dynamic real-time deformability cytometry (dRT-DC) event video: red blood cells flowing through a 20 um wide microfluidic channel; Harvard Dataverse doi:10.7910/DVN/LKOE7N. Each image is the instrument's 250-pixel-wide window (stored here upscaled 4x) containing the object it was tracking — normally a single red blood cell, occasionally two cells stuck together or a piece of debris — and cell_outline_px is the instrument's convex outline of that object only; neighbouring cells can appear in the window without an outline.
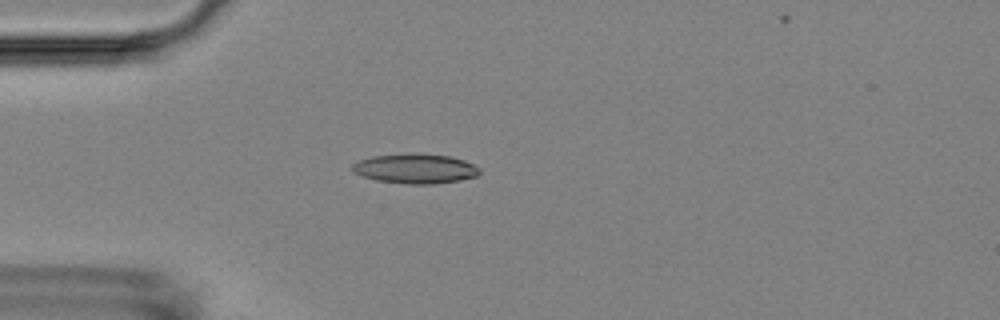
{"species": "Egyptian fruit bat (a non-hibernating species)", "species_latin": "Rousettus aegyptiacus", "temperature_condition": "room temperature", "stored_images_in_passage": 9, "camera_frame_rate_fps": 3000, "um_per_image_px": 0.085, "animal": {"sex": "female"}, "frame": {"image": 1, "passage_image": 4, "time_ms": 3.667, "image_size_px": [1000, 320], "cell_outline_px": [[480, 172], [476, 176], [460, 180], [432, 184], [404, 184], [376, 180], [352, 172], [352, 164], [360, 160], [372, 156], [412, 152], [420, 152], [448, 156], [464, 160], [480, 168]], "centroid_in_image_um": [35.29, 14.32], "position_along_channel_um": 49.7, "area_um2": 22.25}}
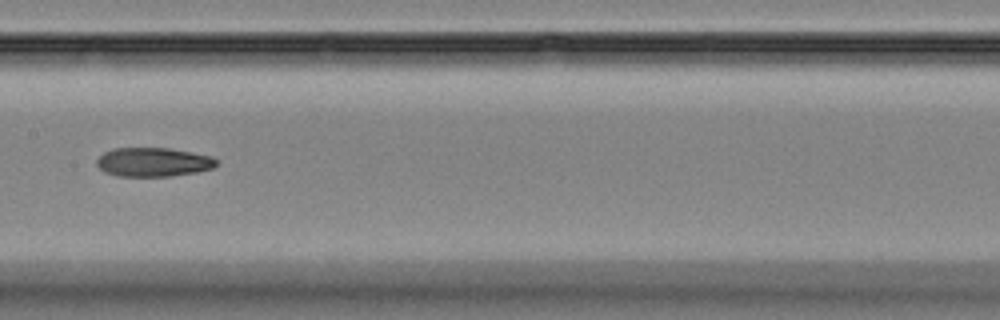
{"frame": {"image": 2, "passage_image": 8, "time_ms": 8.0, "image_size_px": [1000, 320], "cell_outline_px": [[216, 164], [212, 168], [196, 172], [168, 176], [116, 176], [104, 172], [96, 164], [96, 160], [104, 152], [112, 148], [168, 148], [192, 152], [212, 156], [216, 160]], "centroid_in_image_um": [12.99, 13.77], "position_along_channel_um": 194.4, "area_um2": 20.17}}
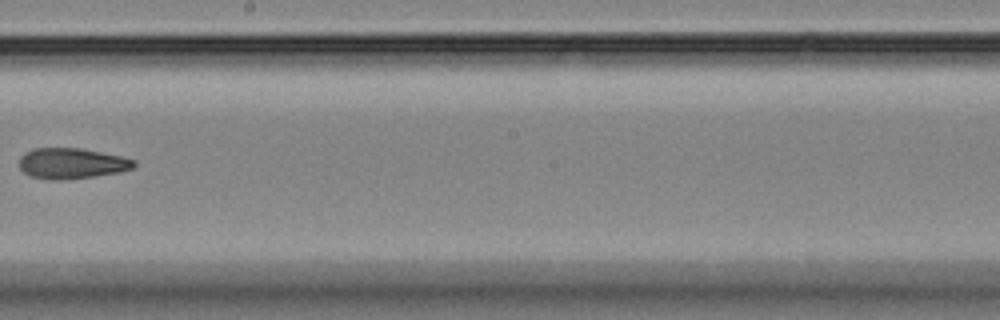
{"frame": {"image": 3, "passage_image": 9, "time_ms": 9.333, "image_size_px": [1000, 320], "cell_outline_px": [[136, 164], [132, 168], [120, 172], [92, 176], [60, 180], [52, 180], [28, 176], [20, 168], [20, 156], [24, 152], [32, 148], [80, 148], [120, 156], [136, 160]], "centroid_in_image_um": [6.06, 13.88], "position_along_channel_um": 242.1, "area_um2": 20.46}}